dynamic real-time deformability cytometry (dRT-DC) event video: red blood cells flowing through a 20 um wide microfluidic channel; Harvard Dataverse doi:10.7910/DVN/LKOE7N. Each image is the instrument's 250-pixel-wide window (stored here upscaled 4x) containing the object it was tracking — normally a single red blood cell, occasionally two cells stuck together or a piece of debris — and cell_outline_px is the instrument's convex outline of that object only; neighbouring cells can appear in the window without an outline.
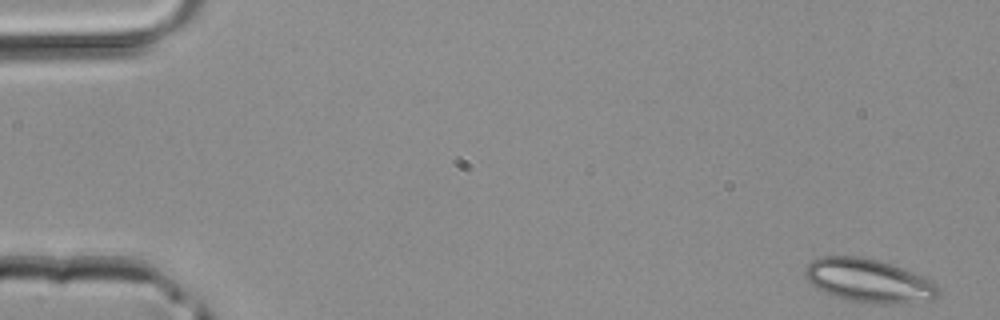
{"species": "common noctule bat (a hibernating species)", "species_latin": "Nyctalus noctula", "temperature_condition": "room temperature", "stored_images_in_passage": 43, "camera_frame_rate_fps": 3000, "um_per_image_px": 0.085, "animal": {"sex": "male", "body_mass_g": 20.4}, "frame": {"image": 1, "passage_image": 1, "time_ms": 0.0, "image_size_px": [1000, 320], "cell_outline_px": [[940, 292], [932, 300], [852, 300], [836, 296], [816, 288], [804, 276], [804, 268], [812, 260], [820, 256], [864, 256], [892, 264], [920, 276], [936, 284]], "centroid_in_image_um": [73.73, 23.76], "position_along_channel_um": 11.3, "area_um2": 32.14}}
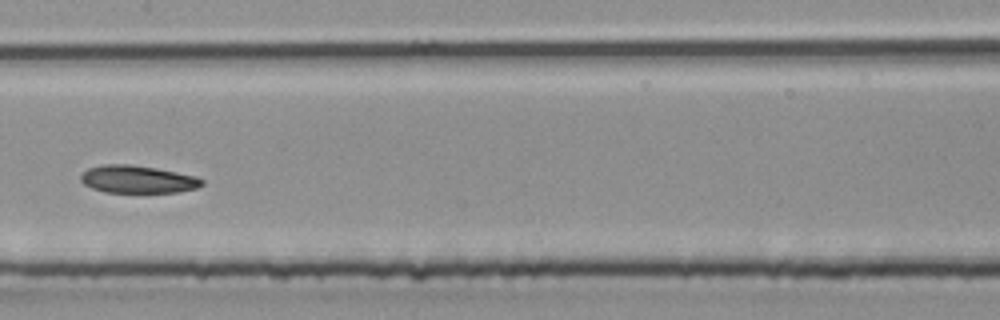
{"frame": {"image": 2, "passage_image": 22, "time_ms": 7.0, "image_size_px": [1000, 320], "cell_outline_px": [[204, 184], [196, 188], [180, 192], [104, 192], [92, 188], [84, 184], [80, 180], [80, 176], [88, 168], [104, 164], [128, 164], [156, 168], [196, 176], [204, 180]], "centroid_in_image_um": [11.7, 15.24], "position_along_channel_um": 195.7, "area_um2": 19.48}}
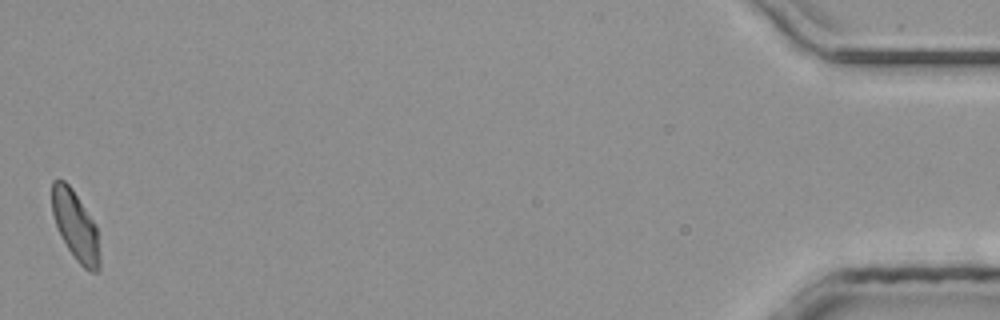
{"frame": {"image": 3, "passage_image": 43, "time_ms": 14.0, "image_size_px": [1000, 320], "cell_outline_px": [[100, 272], [88, 272], [76, 260], [60, 236], [52, 212], [52, 180], [64, 180], [72, 188], [96, 224], [100, 252]], "centroid_in_image_um": [6.44, 19.23], "position_along_channel_um": 428.8, "area_um2": 19.42}}